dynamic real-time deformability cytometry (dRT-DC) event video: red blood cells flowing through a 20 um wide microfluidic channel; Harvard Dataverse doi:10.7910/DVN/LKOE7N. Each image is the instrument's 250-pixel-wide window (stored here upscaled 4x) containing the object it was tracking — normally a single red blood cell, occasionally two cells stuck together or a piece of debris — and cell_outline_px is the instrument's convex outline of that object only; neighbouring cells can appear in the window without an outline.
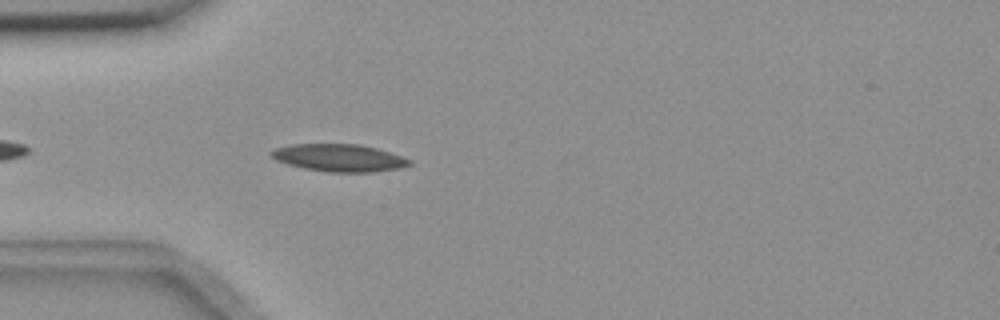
{"species": "common noctule bat (a hibernating species)", "species_latin": "Nyctalus noctula", "temperature_condition": "room temperature", "stored_images_in_passage": 11, "camera_frame_rate_fps": 3000, "um_per_image_px": 0.085, "animal": {"sex": "female", "body_mass_g": 18.4}, "frame": {"image": 1, "passage_image": 4, "time_ms": 1.0, "image_size_px": [1000, 320], "cell_outline_px": [[412, 164], [396, 168], [372, 172], [328, 172], [304, 168], [288, 164], [276, 160], [268, 152], [276, 148], [292, 144], [360, 144], [376, 148], [412, 160]], "centroid_in_image_um": [28.8, 13.41], "position_along_channel_um": 56.2, "area_um2": 21.85}}